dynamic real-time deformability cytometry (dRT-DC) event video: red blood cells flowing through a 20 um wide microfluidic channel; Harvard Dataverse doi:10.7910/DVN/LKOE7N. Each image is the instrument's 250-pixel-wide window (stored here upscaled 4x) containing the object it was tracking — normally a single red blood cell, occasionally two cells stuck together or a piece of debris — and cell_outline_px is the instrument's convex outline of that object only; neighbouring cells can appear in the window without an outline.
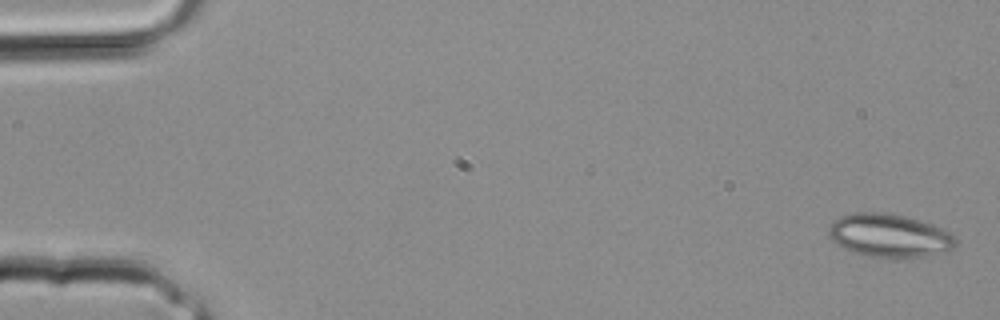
{"species": "common noctule bat (a hibernating species)", "species_latin": "Nyctalus noctula", "temperature_condition": "room temperature", "stored_images_in_passage": 22, "camera_frame_rate_fps": 3000, "um_per_image_px": 0.085, "animal": {"sex": "male", "body_mass_g": 20.4}, "frame": {"image": 1, "passage_image": 1, "time_ms": 0.0, "image_size_px": [1000, 320], "cell_outline_px": [[956, 244], [952, 248], [928, 256], [904, 260], [868, 256], [844, 248], [836, 244], [832, 240], [828, 232], [828, 228], [832, 220], [840, 216], [856, 212], [888, 212], [908, 216], [932, 224], [956, 236]], "centroid_in_image_um": [75.59, 20.03], "position_along_channel_um": 9.4, "area_um2": 32.6}}
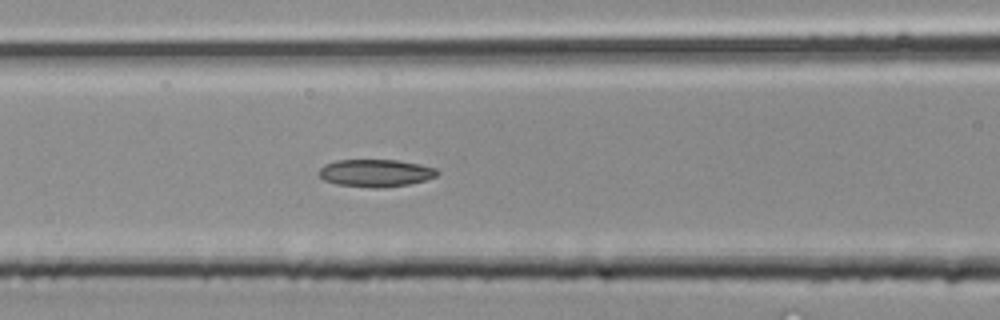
{"frame": {"image": 2, "passage_image": 14, "time_ms": 4.333, "image_size_px": [1000, 320], "cell_outline_px": [[440, 172], [436, 176], [424, 180], [408, 184], [372, 188], [336, 184], [324, 180], [316, 172], [324, 164], [336, 160], [396, 160], [420, 164], [436, 168]], "centroid_in_image_um": [31.89, 14.69], "position_along_channel_um": 134.7, "area_um2": 18.9}}
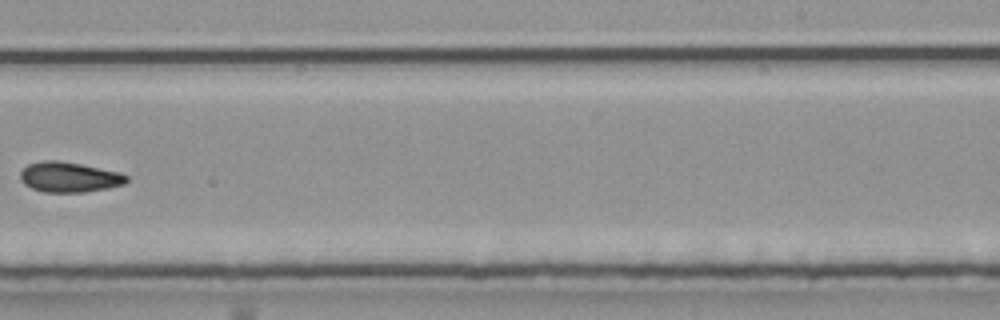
{"frame": {"image": 3, "passage_image": 21, "time_ms": 6.667, "image_size_px": [1000, 320], "cell_outline_px": [[128, 180], [124, 184], [108, 188], [84, 192], [44, 192], [32, 188], [24, 184], [20, 180], [20, 172], [28, 164], [44, 160], [56, 160], [80, 164], [120, 172], [128, 176]], "centroid_in_image_um": [5.88, 15.05], "position_along_channel_um": 283.1, "area_um2": 18.67}}